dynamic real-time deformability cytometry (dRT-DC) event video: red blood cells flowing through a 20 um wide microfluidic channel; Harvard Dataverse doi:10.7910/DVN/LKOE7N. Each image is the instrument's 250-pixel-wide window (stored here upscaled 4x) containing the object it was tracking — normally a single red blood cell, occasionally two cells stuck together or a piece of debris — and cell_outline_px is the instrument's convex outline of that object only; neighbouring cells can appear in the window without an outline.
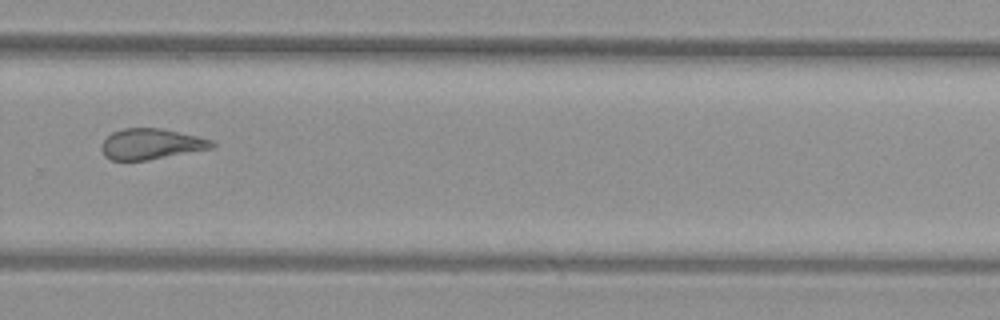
{"species": "common noctule bat (a hibernating species)", "species_latin": "Nyctalus noctula", "temperature_condition": "warm", "stored_images_in_passage": 35, "camera_frame_rate_fps": 3000, "um_per_image_px": 0.085, "animal": {"sex": "female", "body_mass_g": 29.2, "forearm_length_mm": 56.3}, "frame": {"image": 1, "passage_image": 20, "time_ms": 6.333, "image_size_px": [1000, 320], "cell_outline_px": [[216, 144], [212, 148], [148, 160], [112, 160], [104, 156], [100, 148], [100, 144], [112, 132], [124, 128], [160, 128], [196, 136], [212, 140]], "centroid_in_image_um": [12.81, 12.24], "position_along_channel_um": 317.0, "area_um2": 19.65}, "authors_computed_cell_mechanics": {"area_um2": 20.6346, "velocity_mm_per_s": 4.0241, "shape_relaxation_time_tau1_ms": null, "shape_relaxation_time_tau2_ms": 1.7294, "deformation_change_tau1": null, "deformation_change_tau2": 0.1109}}